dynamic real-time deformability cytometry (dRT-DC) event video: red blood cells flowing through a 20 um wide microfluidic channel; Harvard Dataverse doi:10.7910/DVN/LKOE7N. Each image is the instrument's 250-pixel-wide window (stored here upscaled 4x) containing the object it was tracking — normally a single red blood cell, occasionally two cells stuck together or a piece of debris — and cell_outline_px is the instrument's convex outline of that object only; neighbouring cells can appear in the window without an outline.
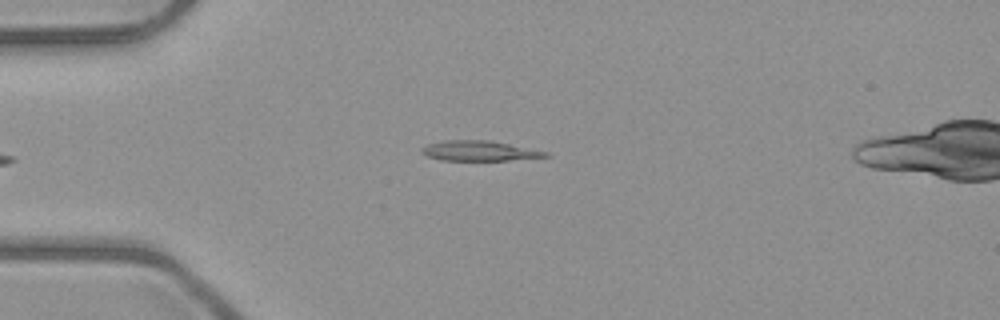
{"species": "common noctule bat (a hibernating species)", "species_latin": "Nyctalus noctula", "temperature_condition": "room temperature", "stored_images_in_passage": 4, "camera_frame_rate_fps": 3000, "um_per_image_px": 0.085, "animal": {"sex": "male", "body_mass_g": 23.1, "forearm_length_mm": 52.7}, "frame": {"image": 1, "passage_image": 2, "time_ms": 1.333, "image_size_px": [1000, 320], "cell_outline_px": [[552, 156], [508, 160], [440, 160], [428, 156], [420, 152], [420, 148], [428, 144], [444, 140], [488, 140], [548, 152]], "centroid_in_image_um": [40.7, 12.82], "position_along_channel_um": 44.3, "area_um2": 14.33}}
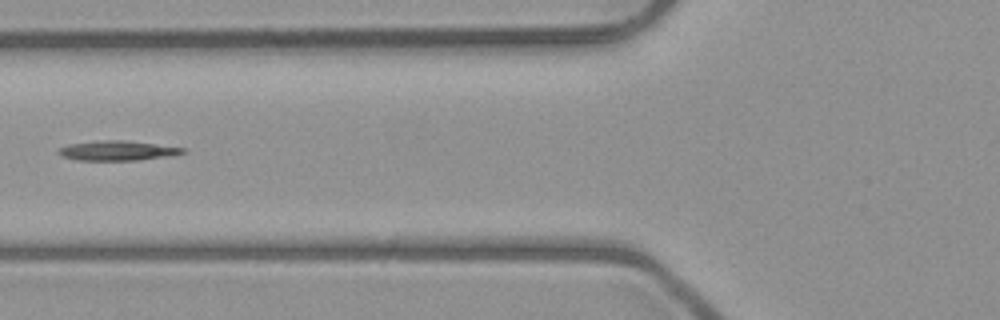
{"frame": {"image": 2, "passage_image": 4, "time_ms": 3.667, "image_size_px": [1000, 320], "cell_outline_px": [[184, 152], [172, 156], [136, 160], [76, 160], [64, 156], [56, 152], [60, 148], [68, 144], [104, 140], [124, 140], [184, 148]], "centroid_in_image_um": [9.96, 12.8], "position_along_channel_um": 115.8, "area_um2": 14.05}}